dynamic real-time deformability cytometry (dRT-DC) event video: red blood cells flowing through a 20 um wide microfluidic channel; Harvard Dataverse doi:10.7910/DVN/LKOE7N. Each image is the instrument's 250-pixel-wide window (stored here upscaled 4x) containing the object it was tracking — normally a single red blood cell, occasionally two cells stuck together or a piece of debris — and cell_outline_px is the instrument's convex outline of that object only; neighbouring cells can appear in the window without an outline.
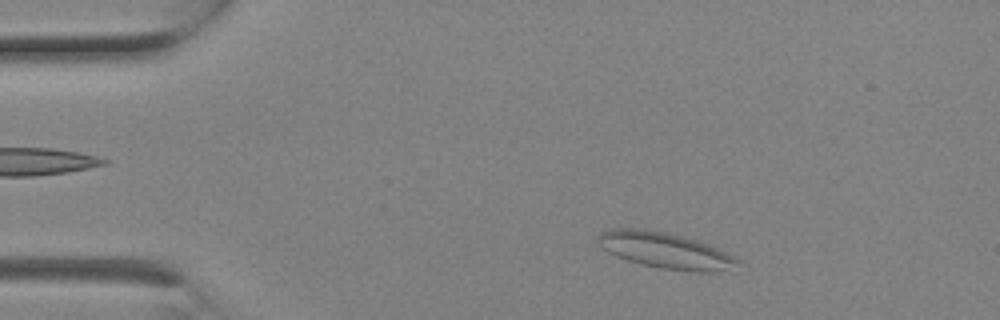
{"species": "Egyptian fruit bat (a non-hibernating species)", "species_latin": "Rousettus aegyptiacus", "temperature_condition": "room temperature", "stored_images_in_passage": 6, "camera_frame_rate_fps": 3000, "um_per_image_px": 0.085, "animal": {"sex": "female"}, "frame": {"image": 1, "passage_image": 2, "time_ms": 0.333, "image_size_px": [1000, 320], "cell_outline_px": [[740, 260], [724, 268], [712, 272], [688, 272], [660, 268], [628, 260], [616, 256], [608, 252], [596, 240], [596, 236], [600, 232], [612, 228], [640, 228], [668, 232], [684, 236], [708, 244]], "centroid_in_image_um": [56.44, 21.26], "position_along_channel_um": 28.6, "area_um2": 28.84}}